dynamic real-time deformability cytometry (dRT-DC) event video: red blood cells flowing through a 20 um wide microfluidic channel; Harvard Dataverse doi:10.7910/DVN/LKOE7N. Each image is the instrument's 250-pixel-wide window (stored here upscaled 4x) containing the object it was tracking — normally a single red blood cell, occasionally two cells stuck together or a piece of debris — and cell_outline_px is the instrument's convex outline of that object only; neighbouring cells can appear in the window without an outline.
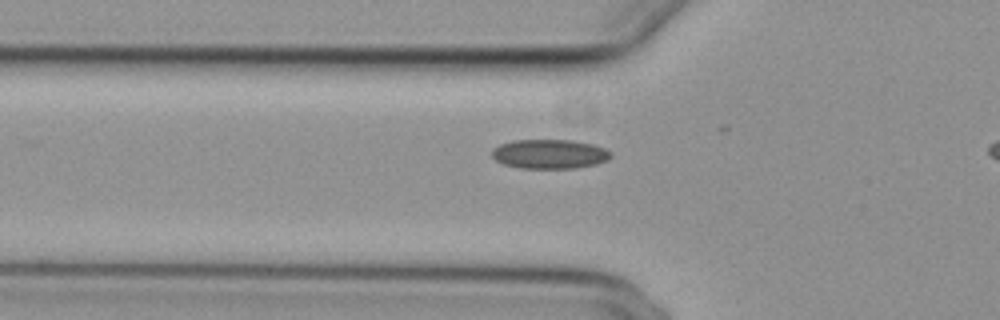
{"species": "common noctule bat (a hibernating species)", "species_latin": "Nyctalus noctula", "temperature_condition": "cold", "stored_images_in_passage": 18, "camera_frame_rate_fps": 3000, "um_per_image_px": 0.085, "animal": {"sex": "female", "body_mass_g": 29.2, "forearm_length_mm": 56.3}, "frame": {"image": 1, "passage_image": 9, "time_ms": 2.667, "image_size_px": [1000, 320], "cell_outline_px": [[612, 156], [608, 160], [596, 164], [576, 168], [520, 168], [504, 164], [496, 160], [492, 156], [492, 148], [500, 144], [512, 140], [572, 140], [592, 144], [604, 148], [612, 152]], "centroid_in_image_um": [46.72, 13.09], "position_along_channel_um": 79.1, "area_um2": 20.4}}
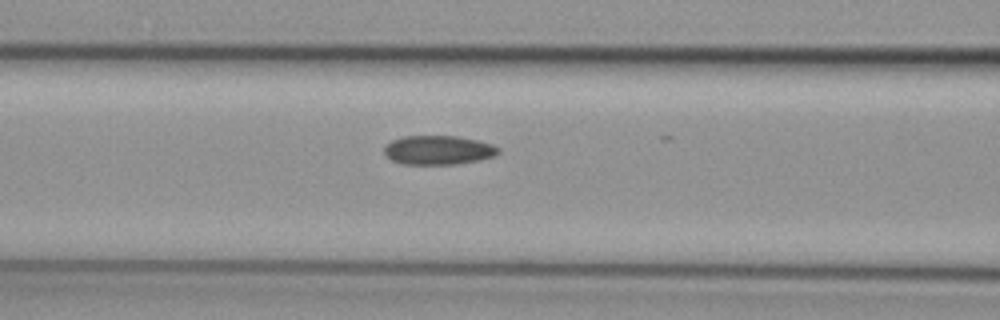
{"frame": {"image": 2, "passage_image": 13, "time_ms": 4.0, "image_size_px": [1000, 320], "cell_outline_px": [[500, 152], [496, 156], [480, 160], [456, 164], [404, 164], [392, 160], [384, 152], [384, 144], [392, 140], [404, 136], [456, 136], [476, 140], [492, 144], [500, 148]], "centroid_in_image_um": [37.27, 12.76], "position_along_channel_um": 129.3, "area_um2": 19.42}}
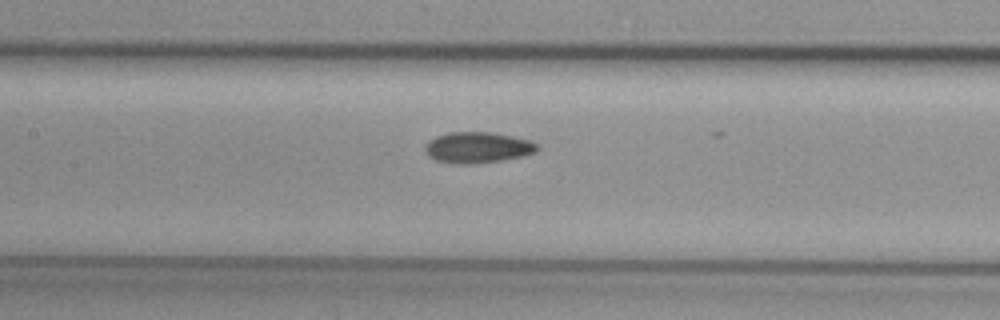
{"frame": {"image": 3, "passage_image": 16, "time_ms": 5.0, "image_size_px": [1000, 320], "cell_outline_px": [[540, 148], [536, 152], [520, 156], [500, 160], [472, 164], [456, 164], [436, 160], [428, 156], [424, 148], [436, 136], [448, 132], [492, 132], [512, 136], [528, 140], [536, 144]], "centroid_in_image_um": [40.59, 12.53], "position_along_channel_um": 166.8, "area_um2": 20.0}}